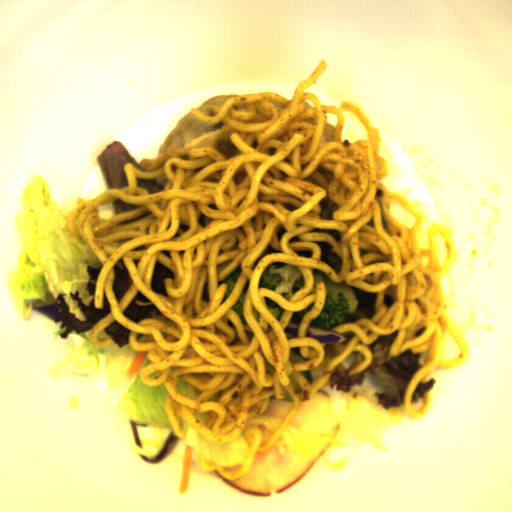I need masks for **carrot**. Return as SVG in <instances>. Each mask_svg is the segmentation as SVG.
I'll list each match as a JSON object with an SVG mask.
<instances>
[{"label": "carrot", "mask_w": 512, "mask_h": 512, "mask_svg": "<svg viewBox=\"0 0 512 512\" xmlns=\"http://www.w3.org/2000/svg\"><path fill=\"white\" fill-rule=\"evenodd\" d=\"M340 419L329 394L317 389L309 401L301 402L296 414L274 445L255 452L250 469L227 484L248 495L270 497L301 479L328 448L339 430Z\"/></svg>", "instance_id": "obj_1"}, {"label": "carrot", "mask_w": 512, "mask_h": 512, "mask_svg": "<svg viewBox=\"0 0 512 512\" xmlns=\"http://www.w3.org/2000/svg\"><path fill=\"white\" fill-rule=\"evenodd\" d=\"M242 465H220V466H222L226 470H229V471L233 472V471H236L238 469H241Z\"/></svg>", "instance_id": "obj_5"}, {"label": "carrot", "mask_w": 512, "mask_h": 512, "mask_svg": "<svg viewBox=\"0 0 512 512\" xmlns=\"http://www.w3.org/2000/svg\"><path fill=\"white\" fill-rule=\"evenodd\" d=\"M191 452H192V447L186 443L183 464H182V470H181V476H180V482H179L178 495H182L188 487Z\"/></svg>", "instance_id": "obj_3"}, {"label": "carrot", "mask_w": 512, "mask_h": 512, "mask_svg": "<svg viewBox=\"0 0 512 512\" xmlns=\"http://www.w3.org/2000/svg\"><path fill=\"white\" fill-rule=\"evenodd\" d=\"M283 398L270 395L266 409L259 415L247 419L243 432L247 427H259L262 431V440L259 446H266L274 431L290 412L294 402L289 392L282 386Z\"/></svg>", "instance_id": "obj_2"}, {"label": "carrot", "mask_w": 512, "mask_h": 512, "mask_svg": "<svg viewBox=\"0 0 512 512\" xmlns=\"http://www.w3.org/2000/svg\"><path fill=\"white\" fill-rule=\"evenodd\" d=\"M146 351H137L135 352L131 363L126 371V377L134 376L140 369L143 359L145 357Z\"/></svg>", "instance_id": "obj_4"}]
</instances>
